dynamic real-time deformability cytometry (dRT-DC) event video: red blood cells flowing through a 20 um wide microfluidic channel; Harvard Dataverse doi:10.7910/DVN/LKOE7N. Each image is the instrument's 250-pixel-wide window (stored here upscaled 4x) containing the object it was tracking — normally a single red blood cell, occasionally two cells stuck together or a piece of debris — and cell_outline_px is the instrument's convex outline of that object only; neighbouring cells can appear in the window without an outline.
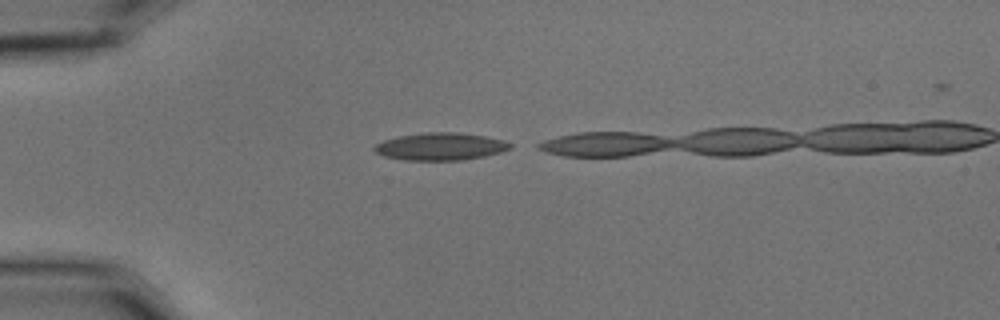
{"species": "common noctule bat (a hibernating species)", "species_latin": "Nyctalus noctula", "temperature_condition": "cold", "stored_images_in_passage": 5, "camera_frame_rate_fps": 3000, "um_per_image_px": 0.085, "animal": {"sex": "male", "body_mass_g": 15.6}, "frame": {"image": 1, "passage_image": 2, "time_ms": 0.333, "image_size_px": [1000, 320], "cell_outline_px": [[512, 148], [500, 152], [484, 156], [460, 160], [404, 160], [384, 156], [376, 152], [372, 148], [376, 144], [384, 140], [396, 136], [420, 132], [460, 132], [484, 136], [504, 140], [512, 144]], "centroid_in_image_um": [37.42, 12.44], "position_along_channel_um": 47.6, "area_um2": 21.85}}